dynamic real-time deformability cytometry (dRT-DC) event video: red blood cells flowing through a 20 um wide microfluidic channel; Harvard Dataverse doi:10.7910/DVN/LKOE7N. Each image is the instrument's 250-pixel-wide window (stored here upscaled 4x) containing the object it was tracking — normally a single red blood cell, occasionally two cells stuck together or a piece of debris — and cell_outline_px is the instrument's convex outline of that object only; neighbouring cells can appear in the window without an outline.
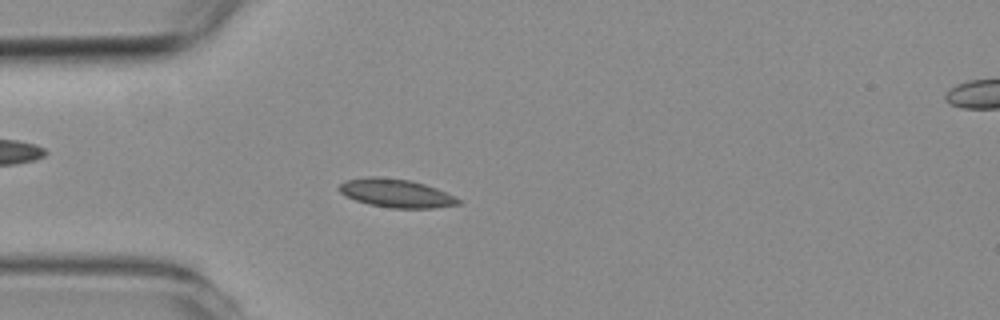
{"species": "common noctule bat (a hibernating species)", "species_latin": "Nyctalus noctula", "temperature_condition": "room temperature", "stored_images_in_passage": 6, "segment_of_instrument_passage": [1, 2], "camera_frame_rate_fps": 3000, "um_per_image_px": 0.085, "animal": {"sex": "female", "body_mass_g": 19.3, "forearm_length_mm": 54.1}, "frame": {"image": 1, "passage_image": 5, "time_ms": 4.667, "image_size_px": [1000, 320], "cell_outline_px": [[460, 204], [432, 208], [388, 208], [368, 204], [344, 196], [336, 188], [344, 180], [368, 176], [376, 176], [408, 180], [424, 184], [436, 188], [460, 200]], "centroid_in_image_um": [33.58, 16.42], "position_along_channel_um": 51.4, "area_um2": 19.71}}